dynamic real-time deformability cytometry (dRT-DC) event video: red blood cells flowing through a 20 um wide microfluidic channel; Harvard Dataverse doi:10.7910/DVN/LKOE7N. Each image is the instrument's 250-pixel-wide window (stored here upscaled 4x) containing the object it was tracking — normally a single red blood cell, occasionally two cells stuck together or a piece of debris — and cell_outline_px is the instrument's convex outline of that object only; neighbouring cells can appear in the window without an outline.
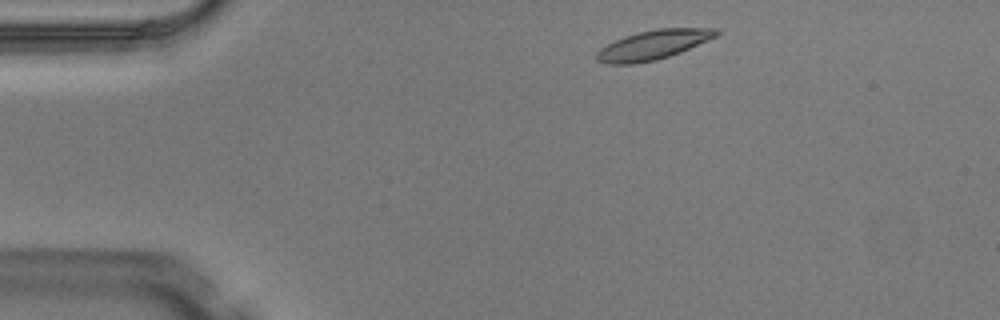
{"species": "Egyptian fruit bat (a non-hibernating species)", "species_latin": "Rousettus aegyptiacus", "temperature_condition": "warm", "stored_images_in_passage": 3, "camera_frame_rate_fps": 3000, "um_per_image_px": 0.085, "animal": {"sex": "male"}, "frame": {"image": 1, "passage_image": 1, "time_ms": 0.0, "image_size_px": [1000, 320], "cell_outline_px": [[720, 32], [716, 36], [708, 40], [680, 52], [656, 60], [632, 64], [608, 64], [596, 60], [596, 52], [600, 48], [624, 36], [656, 28], [716, 28]], "centroid_in_image_um": [55.51, 3.81], "position_along_channel_um": 29.5, "area_um2": 20.29}}